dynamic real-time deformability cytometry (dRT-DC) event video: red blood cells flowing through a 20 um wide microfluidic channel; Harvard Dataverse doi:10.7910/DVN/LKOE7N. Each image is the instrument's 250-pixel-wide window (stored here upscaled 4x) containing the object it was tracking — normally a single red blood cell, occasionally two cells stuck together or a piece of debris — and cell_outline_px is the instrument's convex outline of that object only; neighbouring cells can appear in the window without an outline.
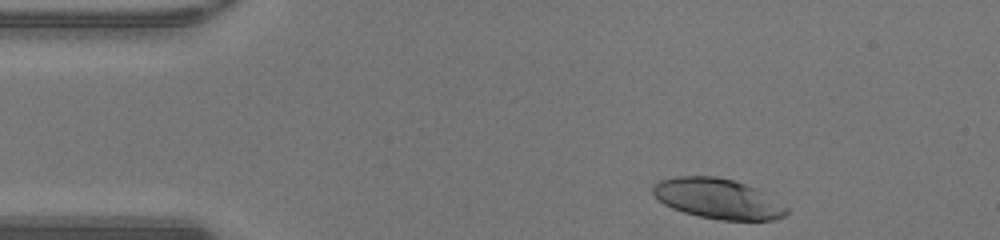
{"species": "human", "species_latin": "Homo sapiens", "temperature_condition": "warm", "stored_images_in_passage": 33, "camera_frame_rate_fps": 3000, "um_per_image_px": 0.085, "donor": {"sex": "male"}, "frame": {"image": 1, "passage_image": 1, "time_ms": 0.0, "image_size_px": [1000, 240], "cell_outline_px": [[788, 212], [784, 216], [772, 220], [724, 220], [700, 216], [684, 212], [672, 208], [664, 204], [652, 192], [652, 188], [660, 180], [676, 176], [716, 176], [732, 180], [756, 188], [788, 208]], "centroid_in_image_um": [61.0, 16.88], "position_along_channel_um": 24.0, "area_um2": 30.87}}
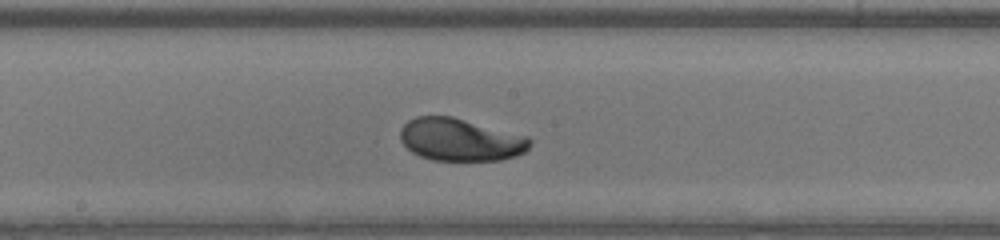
{"frame": {"image": 2, "passage_image": 19, "time_ms": 6.0, "image_size_px": [1000, 240], "cell_outline_px": [[532, 144], [524, 152], [516, 156], [500, 160], [432, 160], [420, 156], [412, 152], [400, 140], [400, 128], [408, 120], [416, 116], [452, 116], [528, 136], [532, 140]], "centroid_in_image_um": [39.13, 11.87], "position_along_channel_um": 209.1, "area_um2": 32.25}}
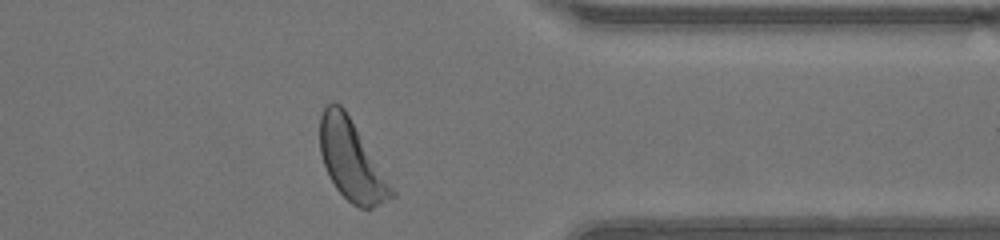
{"frame": {"image": 3, "passage_image": 32, "time_ms": 10.333, "image_size_px": [1000, 240], "cell_outline_px": [[396, 196], [372, 208], [360, 208], [352, 204], [336, 188], [324, 164], [320, 152], [320, 116], [324, 108], [332, 100], [340, 104], [344, 108], [396, 192]], "centroid_in_image_um": [29.88, 13.63], "position_along_channel_um": 381.5, "area_um2": 32.89}, "authors_computed_cell_mechanics": {"area_um2": 31.9056, "velocity_mm_per_s": 4.2949, "shape_relaxation_time_tau1_ms": 2.0641, "shape_relaxation_time_tau2_ms": null, "deformation_change_tau1": 0.16, "deformation_change_tau2": null}}